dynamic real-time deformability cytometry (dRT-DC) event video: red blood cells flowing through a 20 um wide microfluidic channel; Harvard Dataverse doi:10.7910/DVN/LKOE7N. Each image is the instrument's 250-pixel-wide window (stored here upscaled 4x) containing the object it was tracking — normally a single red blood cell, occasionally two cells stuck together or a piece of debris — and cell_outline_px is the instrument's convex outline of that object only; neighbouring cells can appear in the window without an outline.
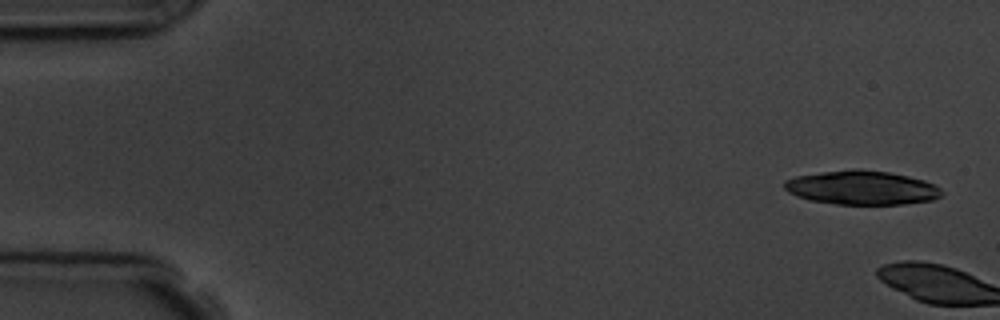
{"species": "common noctule bat (a hibernating species)", "species_latin": "Nyctalus noctula", "temperature_condition": "room temperature", "stored_images_in_passage": 2, "camera_frame_rate_fps": 3000, "um_per_image_px": 0.085, "animal": {"sex": "male", "body_mass_g": 19.5, "forearm_length_mm": 54.6}, "frame": {"image": 1, "passage_image": 1, "time_ms": 0.0, "image_size_px": [1000, 320], "cell_outline_px": [[944, 192], [940, 196], [932, 200], [904, 204], [836, 204], [808, 200], [796, 196], [788, 192], [784, 188], [784, 180], [796, 176], [852, 168], [860, 168], [888, 172], [908, 176], [924, 180], [940, 188]], "centroid_in_image_um": [73.23, 15.95], "position_along_channel_um": 11.8, "area_um2": 31.27}}